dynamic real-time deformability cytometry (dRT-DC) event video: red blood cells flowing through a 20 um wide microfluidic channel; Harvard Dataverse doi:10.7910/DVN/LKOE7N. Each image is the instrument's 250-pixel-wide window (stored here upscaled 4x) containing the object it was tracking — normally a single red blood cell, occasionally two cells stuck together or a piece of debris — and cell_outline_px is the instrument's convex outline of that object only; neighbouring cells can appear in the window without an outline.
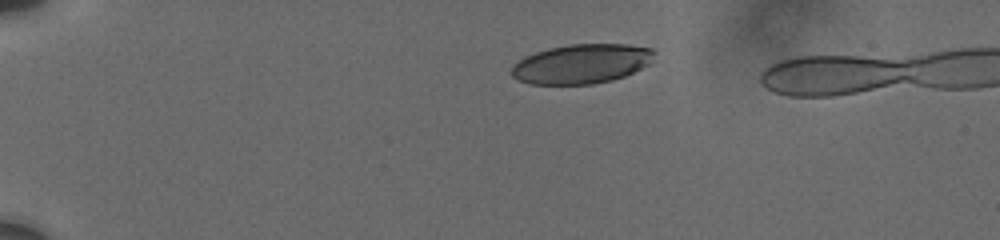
{"species": "human", "species_latin": "Homo sapiens", "temperature_condition": "cold", "stored_images_in_passage": 11, "camera_frame_rate_fps": 3000, "um_per_image_px": 0.085, "donor": {"sex": "male"}, "frame": {"image": 1, "passage_image": 4, "time_ms": 1.0, "image_size_px": [1000, 240], "cell_outline_px": [[656, 52], [652, 60], [648, 64], [624, 76], [612, 80], [592, 84], [528, 84], [516, 80], [512, 76], [512, 64], [524, 56], [548, 48], [572, 44], [628, 44], [652, 48]], "centroid_in_image_um": [49.4, 5.42], "position_along_channel_um": 35.6, "area_um2": 32.95}}
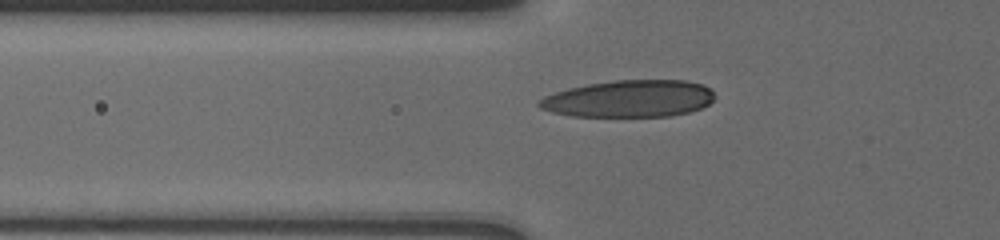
{"frame": {"image": 2, "passage_image": 10, "time_ms": 4.0, "image_size_px": [1000, 240], "cell_outline_px": [[716, 96], [708, 104], [700, 108], [688, 112], [668, 116], [572, 116], [552, 112], [540, 108], [536, 104], [544, 96], [568, 88], [588, 84], [616, 80], [684, 80], [700, 84], [708, 88]], "centroid_in_image_um": [53.46, 8.39], "position_along_channel_um": 72.3, "area_um2": 37.63}}